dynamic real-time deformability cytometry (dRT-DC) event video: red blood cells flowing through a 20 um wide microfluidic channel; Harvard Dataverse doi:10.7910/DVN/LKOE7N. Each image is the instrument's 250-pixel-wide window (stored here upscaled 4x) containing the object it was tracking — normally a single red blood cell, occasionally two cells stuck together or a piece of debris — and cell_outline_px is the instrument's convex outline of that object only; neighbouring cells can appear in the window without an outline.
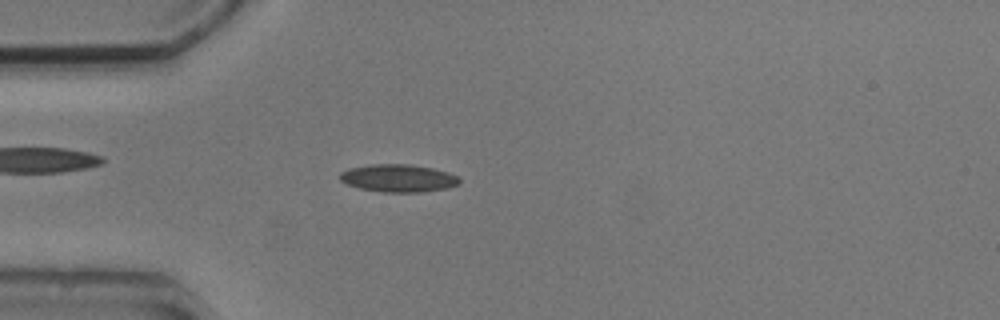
{"species": "common noctule bat (a hibernating species)", "species_latin": "Nyctalus noctula", "temperature_condition": "cold", "stored_images_in_passage": 2, "camera_frame_rate_fps": 3000, "um_per_image_px": 0.085, "animal": {"sex": "male", "body_mass_g": 20.5, "forearm_length_mm": 52.5}, "frame": {"image": 1, "passage_image": 2, "time_ms": 1.0, "image_size_px": [1000, 320], "cell_outline_px": [[460, 184], [448, 188], [424, 192], [384, 192], [360, 188], [348, 184], [340, 180], [340, 172], [348, 168], [372, 164], [408, 164], [432, 168], [448, 172], [456, 176], [460, 180]], "centroid_in_image_um": [33.87, 15.14], "position_along_channel_um": 51.1, "area_um2": 19.25}}